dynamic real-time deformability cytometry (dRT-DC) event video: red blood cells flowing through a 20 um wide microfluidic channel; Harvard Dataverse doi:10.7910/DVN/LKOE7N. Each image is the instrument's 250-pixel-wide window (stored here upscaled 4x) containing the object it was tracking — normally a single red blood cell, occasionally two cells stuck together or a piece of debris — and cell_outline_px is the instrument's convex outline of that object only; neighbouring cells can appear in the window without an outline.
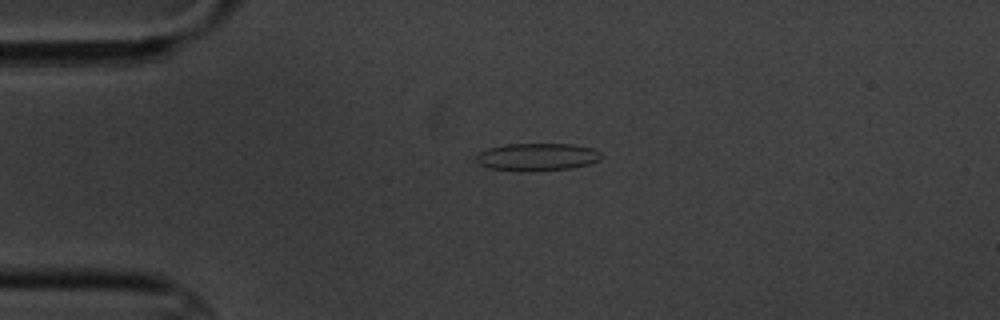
{"species": "common noctule bat (a hibernating species)", "species_latin": "Nyctalus noctula", "temperature_condition": "cold", "stored_images_in_passage": 2, "camera_frame_rate_fps": 3000, "um_per_image_px": 0.085, "animal": {"sex": "male", "body_mass_g": 20.1, "forearm_length_mm": 53.5}, "frame": {"image": 1, "passage_image": 1, "time_ms": 0.0, "image_size_px": [1000, 320], "cell_outline_px": [[600, 160], [588, 164], [572, 168], [524, 172], [520, 172], [488, 168], [480, 164], [476, 160], [476, 156], [480, 152], [488, 148], [504, 144], [572, 144], [592, 148], [600, 152]], "centroid_in_image_um": [45.63, 13.35], "position_along_channel_um": 39.4, "area_um2": 20.23}}